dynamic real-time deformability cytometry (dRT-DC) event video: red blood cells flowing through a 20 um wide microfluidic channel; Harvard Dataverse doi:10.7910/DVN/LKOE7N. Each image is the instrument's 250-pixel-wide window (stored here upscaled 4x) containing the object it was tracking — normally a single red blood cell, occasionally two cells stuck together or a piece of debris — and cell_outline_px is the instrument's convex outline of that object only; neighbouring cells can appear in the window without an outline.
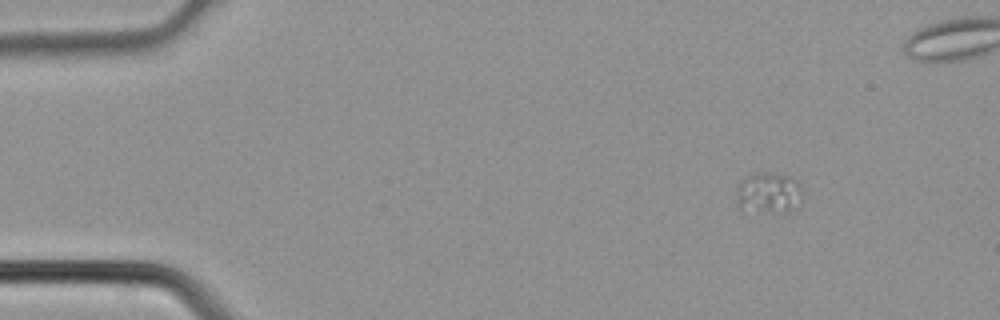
{"species": "common noctule bat (a hibernating species)", "species_latin": "Nyctalus noctula", "temperature_condition": "cold", "stored_images_in_passage": 4, "camera_frame_rate_fps": 3000, "um_per_image_px": 0.085, "animal": {"sex": "male", "body_mass_g": 21.5, "forearm_length_mm": 52.0}, "frame": {"image": 1, "passage_image": 1, "time_ms": 0.0, "image_size_px": [1000, 320], "cell_outline_px": [[800, 204], [784, 212], [740, 212], [736, 200], [740, 184], [748, 176], [756, 172], [768, 172], [788, 176], [796, 180], [800, 184]], "centroid_in_image_um": [65.3, 16.43], "position_along_channel_um": 19.7, "area_um2": 15.78}}